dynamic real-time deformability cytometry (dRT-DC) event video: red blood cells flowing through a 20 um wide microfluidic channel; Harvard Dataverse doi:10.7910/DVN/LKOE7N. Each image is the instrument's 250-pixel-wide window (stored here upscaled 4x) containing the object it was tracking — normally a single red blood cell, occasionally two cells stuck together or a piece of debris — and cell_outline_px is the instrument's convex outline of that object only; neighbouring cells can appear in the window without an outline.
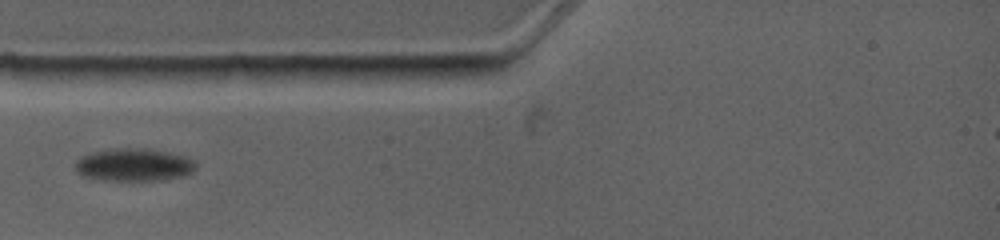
{"species": "common noctule bat (a hibernating species)", "species_latin": "Nyctalus noctula", "temperature_condition": "warm", "stored_images_in_passage": 3, "camera_frame_rate_fps": 4500, "um_per_image_px": 0.085, "animal": {"sex": "female", "body_mass_g": 19.0, "forearm_length_mm": 53.3}, "frame": {"image": 1, "passage_image": 1, "time_ms": 0.0, "image_size_px": [1000, 240], "cell_outline_px": [[196, 168], [192, 172], [184, 176], [156, 180], [104, 180], [80, 176], [76, 172], [76, 160], [80, 156], [88, 152], [112, 148], [144, 148], [168, 152], [188, 156], [196, 164]], "centroid_in_image_um": [11.34, 13.99], "position_along_channel_um": 73.7, "area_um2": 23.29}}
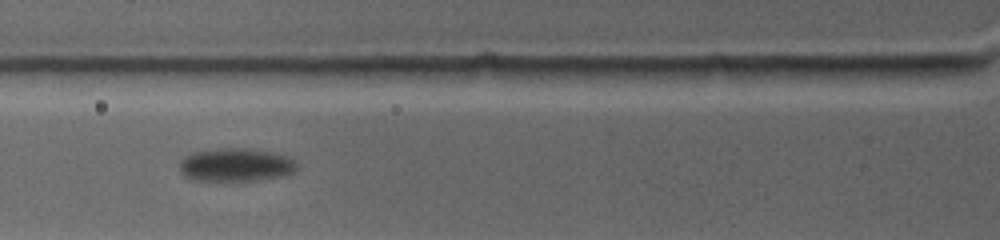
{"frame": {"image": 2, "passage_image": 2, "time_ms": 0.889, "image_size_px": [1000, 240], "cell_outline_px": [[300, 164], [292, 172], [280, 176], [256, 180], [192, 180], [184, 176], [180, 172], [180, 160], [184, 156], [192, 152], [216, 148], [248, 148], [272, 152], [288, 156]], "centroid_in_image_um": [20.02, 13.99], "position_along_channel_um": 105.8, "area_um2": 22.83}}
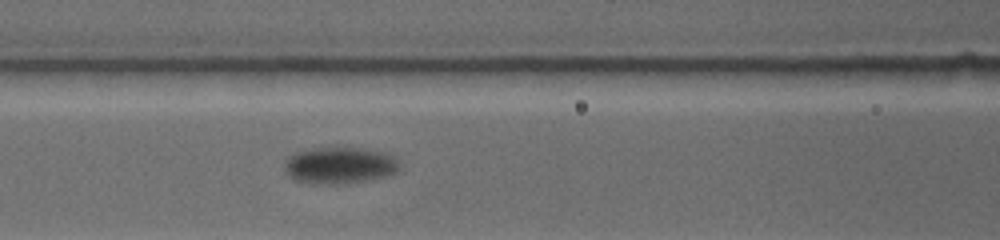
{"frame": {"image": 3, "passage_image": 3, "time_ms": 1.778, "image_size_px": [1000, 240], "cell_outline_px": [[400, 168], [396, 172], [388, 176], [368, 180], [344, 184], [320, 184], [296, 180], [288, 176], [284, 168], [284, 160], [288, 156], [296, 152], [312, 148], [364, 148], [380, 152], [392, 156], [400, 160]], "centroid_in_image_um": [28.87, 14.06], "position_along_channel_um": 137.7, "area_um2": 24.74}}